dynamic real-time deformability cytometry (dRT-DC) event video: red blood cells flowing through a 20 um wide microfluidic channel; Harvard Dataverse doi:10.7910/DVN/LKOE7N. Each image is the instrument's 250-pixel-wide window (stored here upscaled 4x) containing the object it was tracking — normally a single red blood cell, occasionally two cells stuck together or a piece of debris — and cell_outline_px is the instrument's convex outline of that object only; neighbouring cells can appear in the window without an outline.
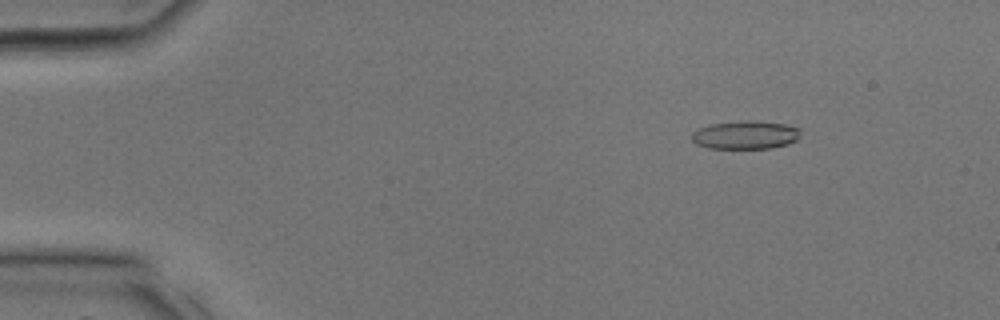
{"species": "common noctule bat (a hibernating species)", "species_latin": "Nyctalus noctula", "temperature_condition": "room temperature", "stored_images_in_passage": 30, "camera_frame_rate_fps": 3000, "um_per_image_px": 0.085, "animal": {"sex": "male", "body_mass_g": 17.9, "forearm_length_mm": 54.2}, "frame": {"image": 1, "passage_image": 2, "time_ms": 0.333, "image_size_px": [1000, 320], "cell_outline_px": [[800, 136], [796, 140], [788, 144], [772, 148], [708, 148], [696, 144], [692, 140], [692, 132], [700, 128], [712, 124], [748, 120], [752, 120], [784, 124], [800, 128]], "centroid_in_image_um": [63.38, 11.47], "position_along_channel_um": 21.6, "area_um2": 17.86}}
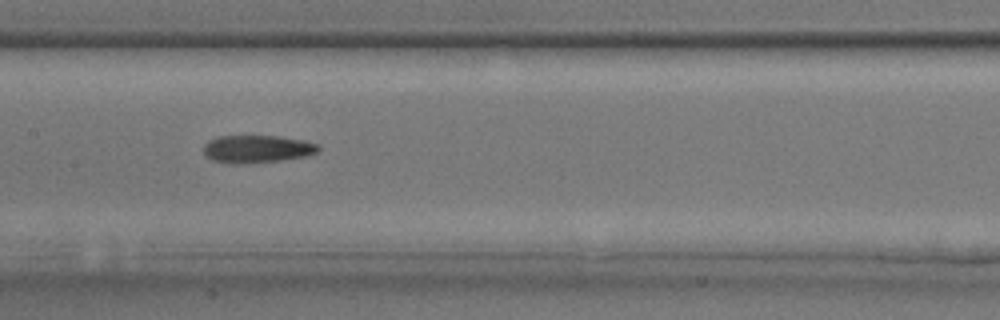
{"frame": {"image": 2, "passage_image": 14, "time_ms": 4.333, "image_size_px": [1000, 320], "cell_outline_px": [[320, 148], [316, 152], [308, 156], [280, 160], [248, 164], [228, 164], [212, 160], [204, 152], [204, 144], [208, 140], [220, 136], [280, 136], [304, 140], [320, 144]], "centroid_in_image_um": [21.87, 12.67], "position_along_channel_um": 185.5, "area_um2": 18.73}}
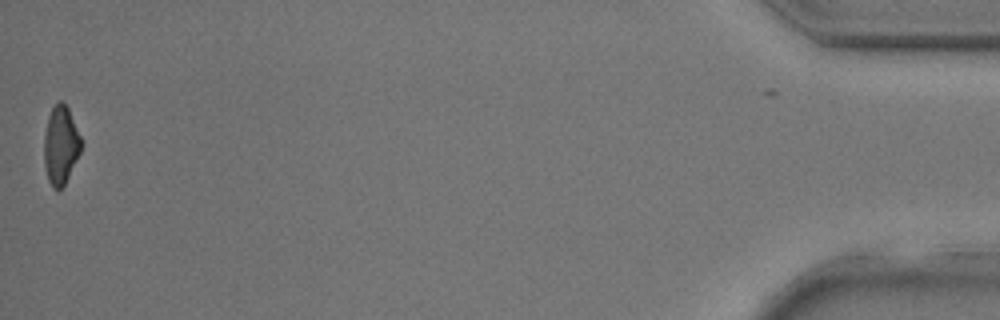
{"frame": {"image": 3, "passage_image": 30, "time_ms": 9.667, "image_size_px": [1000, 320], "cell_outline_px": [[84, 144], [64, 184], [56, 192], [52, 188], [48, 180], [44, 168], [44, 136], [48, 116], [52, 108], [60, 100], [68, 108]], "centroid_in_image_um": [5.15, 12.36], "position_along_channel_um": 430.0, "area_um2": 16.94}}